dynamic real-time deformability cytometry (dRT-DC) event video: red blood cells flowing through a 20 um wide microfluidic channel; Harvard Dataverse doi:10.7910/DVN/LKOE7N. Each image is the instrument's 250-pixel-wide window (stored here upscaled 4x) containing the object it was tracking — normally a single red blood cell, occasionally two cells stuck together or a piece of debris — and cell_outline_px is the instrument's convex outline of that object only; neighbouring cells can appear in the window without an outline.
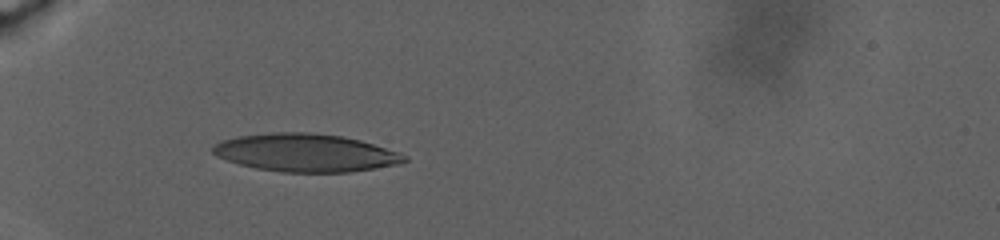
{"species": "human", "species_latin": "Homo sapiens", "temperature_condition": "warm", "stored_images_in_passage": 118, "camera_frame_rate_fps": 3000, "um_per_image_px": 0.085, "donor": {"sex": "male"}, "frame": {"image": 1, "passage_image": 1, "time_ms": 0.0, "image_size_px": [1000, 240], "cell_outline_px": [[408, 160], [400, 164], [376, 168], [348, 172], [280, 172], [256, 168], [240, 164], [216, 156], [212, 152], [212, 148], [220, 140], [236, 136], [272, 132], [308, 132], [340, 136], [360, 140], [408, 156]], "centroid_in_image_um": [25.95, 12.98], "position_along_channel_um": 59.1, "area_um2": 42.19}}
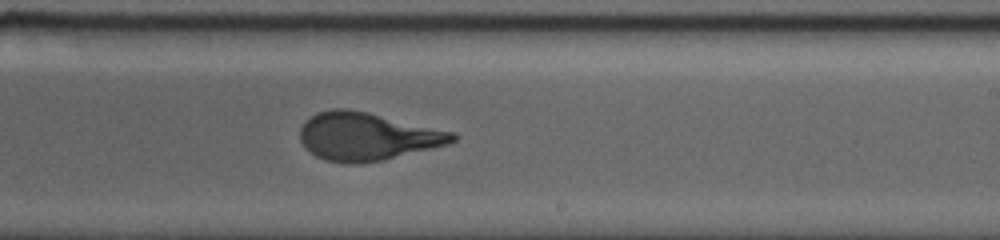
{"frame": {"image": 2, "passage_image": 76, "time_ms": 9.667, "image_size_px": [1000, 240], "cell_outline_px": [[456, 140], [444, 144], [384, 160], [356, 164], [348, 164], [324, 160], [316, 156], [300, 140], [300, 128], [316, 112], [332, 108], [348, 108], [368, 112], [452, 132], [456, 136]], "centroid_in_image_um": [31.14, 11.59], "position_along_channel_um": 257.9, "area_um2": 41.91}}
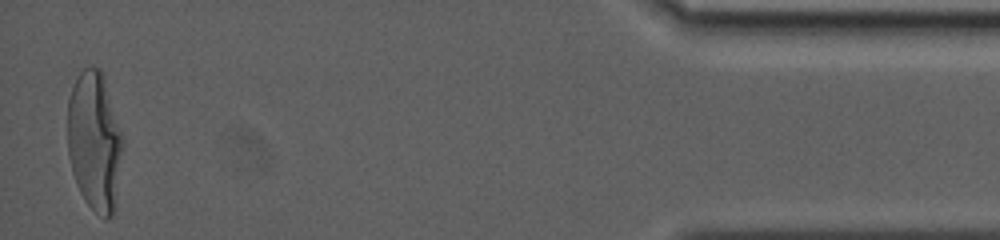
{"frame": {"image": 3, "passage_image": 118, "time_ms": 20.0, "image_size_px": [1000, 240], "cell_outline_px": [[124, 144], [116, 208], [112, 216], [104, 220], [84, 200], [76, 184], [72, 172], [68, 156], [68, 100], [72, 88], [80, 72], [84, 68], [100, 68], [104, 72], [124, 136]], "centroid_in_image_um": [8.09, 12.03], "position_along_channel_um": 427.1, "area_um2": 45.95}, "authors_computed_cell_mechanics": {"area_um2": 42.4252, "velocity_mm_per_s": 2.281, "shape_relaxation_time_tau1_ms": 9.8165, "shape_relaxation_time_tau2_ms": null, "deformation_change_tau1": 0.2989, "deformation_change_tau2": null}}